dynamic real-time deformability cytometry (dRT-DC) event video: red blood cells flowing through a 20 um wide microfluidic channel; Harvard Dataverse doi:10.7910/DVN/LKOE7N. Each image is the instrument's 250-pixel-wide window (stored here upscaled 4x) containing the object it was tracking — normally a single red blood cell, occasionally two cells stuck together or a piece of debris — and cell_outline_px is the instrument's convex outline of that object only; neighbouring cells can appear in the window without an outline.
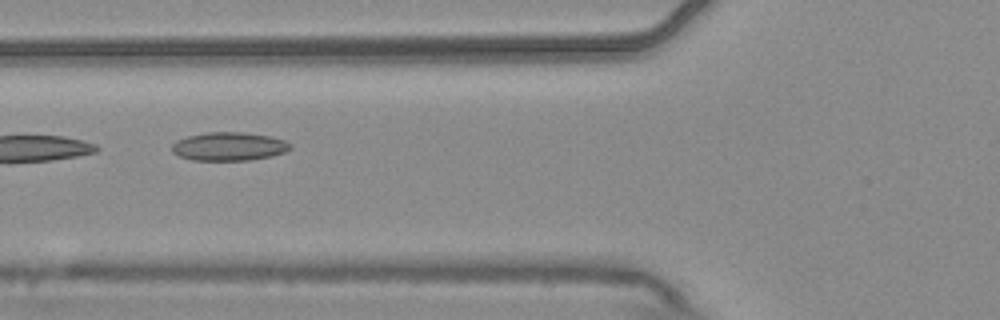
{"species": "common noctule bat (a hibernating species)", "species_latin": "Nyctalus noctula", "temperature_condition": "warm", "stored_images_in_passage": 8, "camera_frame_rate_fps": 3000, "um_per_image_px": 0.085, "animal": {"sex": "male", "body_mass_g": 20.4}, "frame": {"image": 1, "passage_image": 3, "time_ms": 0.667, "image_size_px": [1000, 320], "cell_outline_px": [[292, 148], [284, 152], [272, 156], [252, 160], [192, 160], [180, 156], [172, 152], [172, 144], [176, 140], [188, 136], [208, 132], [240, 132], [272, 136], [284, 140], [292, 144]], "centroid_in_image_um": [19.48, 12.45], "position_along_channel_um": 106.3, "area_um2": 19.71}}
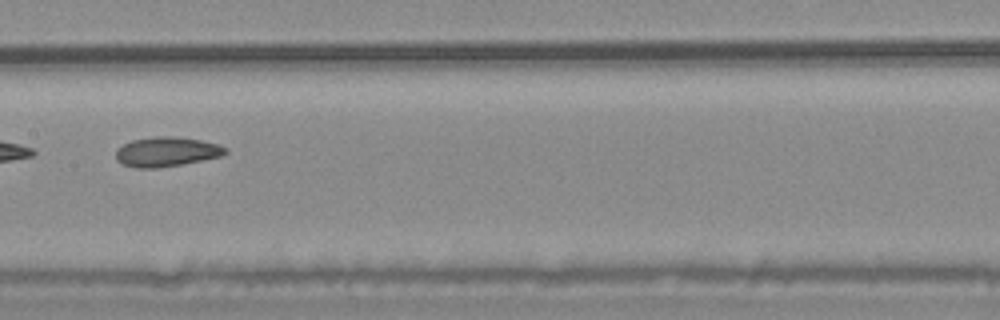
{"frame": {"image": 2, "passage_image": 5, "time_ms": 1.333, "image_size_px": [1000, 320], "cell_outline_px": [[228, 152], [220, 156], [180, 164], [156, 168], [136, 168], [124, 164], [116, 160], [116, 148], [132, 140], [156, 136], [176, 136], [200, 140], [216, 144], [228, 148]], "centroid_in_image_um": [14.13, 12.89], "position_along_channel_um": 193.3, "area_um2": 18.73}}
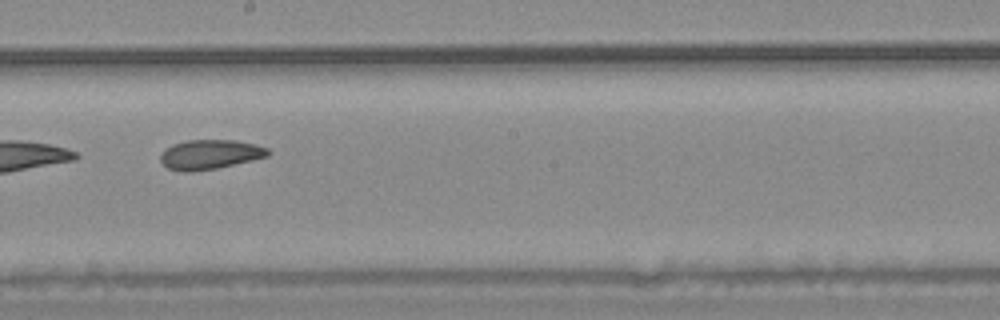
{"frame": {"image": 3, "passage_image": 6, "time_ms": 1.667, "image_size_px": [1000, 320], "cell_outline_px": [[272, 152], [268, 156], [252, 160], [216, 168], [192, 172], [184, 172], [168, 168], [160, 160], [160, 156], [172, 144], [188, 140], [236, 140], [268, 148]], "centroid_in_image_um": [17.86, 13.13], "position_along_channel_um": 230.3, "area_um2": 18.32}}